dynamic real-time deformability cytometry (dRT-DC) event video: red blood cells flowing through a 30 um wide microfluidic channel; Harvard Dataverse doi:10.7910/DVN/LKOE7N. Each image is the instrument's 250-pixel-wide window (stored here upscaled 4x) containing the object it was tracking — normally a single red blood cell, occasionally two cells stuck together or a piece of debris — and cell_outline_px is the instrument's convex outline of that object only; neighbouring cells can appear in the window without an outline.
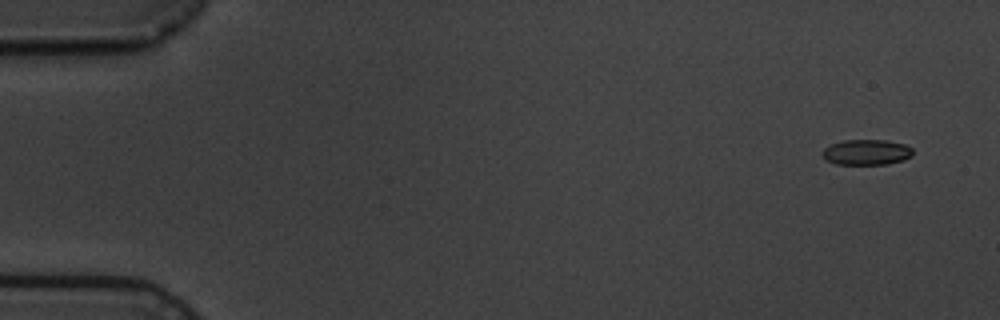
{"species": "common noctule bat (a hibernating species)", "species_latin": "Nyctalus noctula", "temperature_condition": "cold", "stored_images_in_passage": 6, "segment_of_instrument_passage": [1, 2], "camera_frame_rate_fps": 3000, "um_per_image_px": 0.085, "animal": {"sex": "male", "body_mass_g": 19.5, "forearm_length_mm": 54.6}, "frame": {"image": 1, "passage_image": 1, "time_ms": 0.0, "image_size_px": [1000, 320], "cell_outline_px": [[912, 156], [904, 160], [888, 164], [836, 164], [828, 160], [824, 156], [824, 148], [832, 144], [844, 140], [884, 140], [904, 144], [912, 148]], "centroid_in_image_um": [73.7, 12.94], "position_along_channel_um": 11.3, "area_um2": 13.24}}
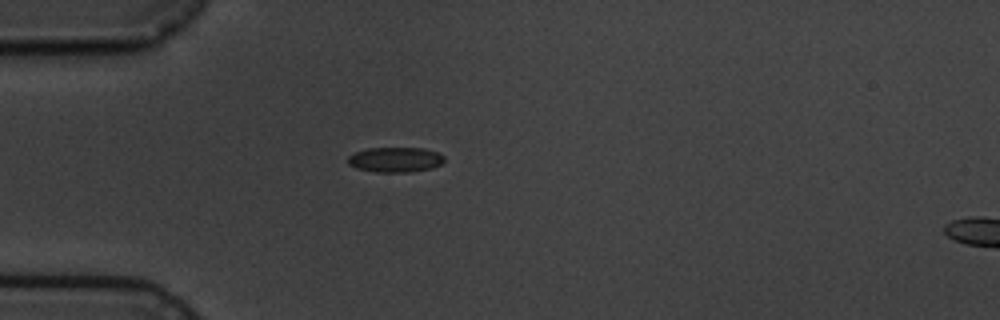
{"frame": {"image": 2, "passage_image": 5, "time_ms": 4.333, "image_size_px": [1000, 320], "cell_outline_px": [[444, 160], [440, 164], [432, 168], [408, 172], [376, 172], [356, 168], [348, 164], [348, 156], [356, 152], [368, 148], [424, 148], [436, 152], [444, 156]], "centroid_in_image_um": [33.59, 13.57], "position_along_channel_um": 51.4, "area_um2": 13.99}}